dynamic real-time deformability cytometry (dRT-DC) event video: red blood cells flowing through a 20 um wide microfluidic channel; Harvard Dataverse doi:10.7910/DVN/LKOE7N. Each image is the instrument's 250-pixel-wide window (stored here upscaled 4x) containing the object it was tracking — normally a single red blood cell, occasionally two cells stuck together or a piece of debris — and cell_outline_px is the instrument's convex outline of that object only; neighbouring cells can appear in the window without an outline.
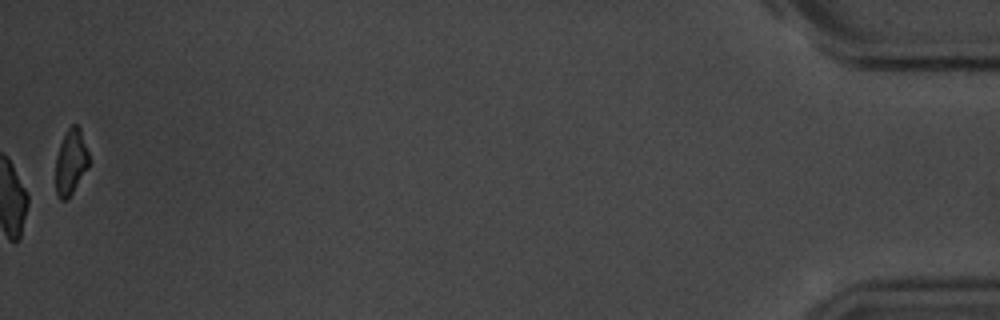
{"species": "common noctule bat (a hibernating species)", "species_latin": "Nyctalus noctula", "temperature_condition": "room temperature", "stored_images_in_passage": 51, "camera_frame_rate_fps": 3000, "um_per_image_px": 0.085, "animal": {"sex": "male", "body_mass_g": 20.1, "forearm_length_mm": 53.5}, "frame": {"image": 1, "passage_image": 51, "time_ms": 16.667, "image_size_px": [1000, 320], "cell_outline_px": [[88, 168], [68, 200], [60, 200], [56, 192], [56, 160], [60, 144], [68, 128], [72, 124], [76, 124], [80, 128], [88, 152]], "centroid_in_image_um": [6.02, 13.8], "position_along_channel_um": 429.2, "area_um2": 12.6}, "authors_computed_cell_mechanics": {"area_um2": 17.3978, "velocity_mm_per_s": 3.5862, "shape_relaxation_time_tau1_ms": 3.2867, "shape_relaxation_time_tau2_ms": 1.8665, "deformation_change_tau1": 0.1335, "deformation_change_tau2": 0.0731}}